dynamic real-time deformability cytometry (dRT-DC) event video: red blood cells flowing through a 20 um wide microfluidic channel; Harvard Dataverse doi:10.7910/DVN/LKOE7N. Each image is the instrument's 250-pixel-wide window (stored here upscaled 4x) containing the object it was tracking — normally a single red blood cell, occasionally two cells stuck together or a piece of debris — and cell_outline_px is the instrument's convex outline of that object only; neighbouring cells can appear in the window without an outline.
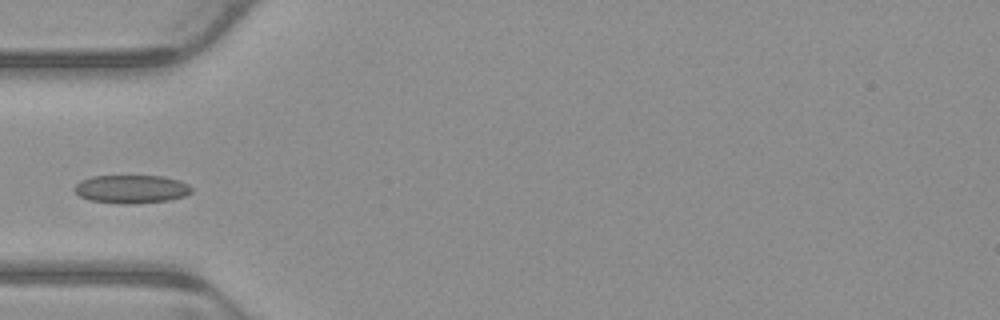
{"species": "common noctule bat (a hibernating species)", "species_latin": "Nyctalus noctula", "temperature_condition": "warm", "stored_images_in_passage": 6, "camera_frame_rate_fps": 3000, "um_per_image_px": 0.085, "animal": {"sex": "male", "body_mass_g": 23.1, "forearm_length_mm": 52.7}, "frame": {"image": 1, "passage_image": 5, "time_ms": 1.333, "image_size_px": [1000, 320], "cell_outline_px": [[192, 192], [184, 196], [168, 200], [132, 204], [120, 204], [88, 200], [80, 196], [72, 188], [80, 180], [92, 176], [164, 176], [180, 180], [188, 184], [192, 188]], "centroid_in_image_um": [11.15, 16.07], "position_along_channel_um": 73.8, "area_um2": 19.48}}
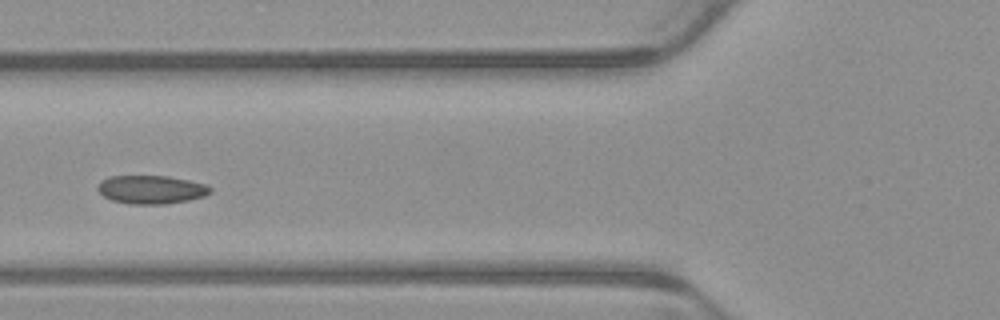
{"frame": {"image": 2, "passage_image": 6, "time_ms": 1.667, "image_size_px": [1000, 320], "cell_outline_px": [[212, 192], [204, 196], [188, 200], [164, 204], [128, 204], [112, 200], [104, 196], [96, 188], [100, 180], [108, 176], [168, 176], [208, 184], [212, 188]], "centroid_in_image_um": [12.85, 16.11], "position_along_channel_um": 112.9, "area_um2": 18.79}}